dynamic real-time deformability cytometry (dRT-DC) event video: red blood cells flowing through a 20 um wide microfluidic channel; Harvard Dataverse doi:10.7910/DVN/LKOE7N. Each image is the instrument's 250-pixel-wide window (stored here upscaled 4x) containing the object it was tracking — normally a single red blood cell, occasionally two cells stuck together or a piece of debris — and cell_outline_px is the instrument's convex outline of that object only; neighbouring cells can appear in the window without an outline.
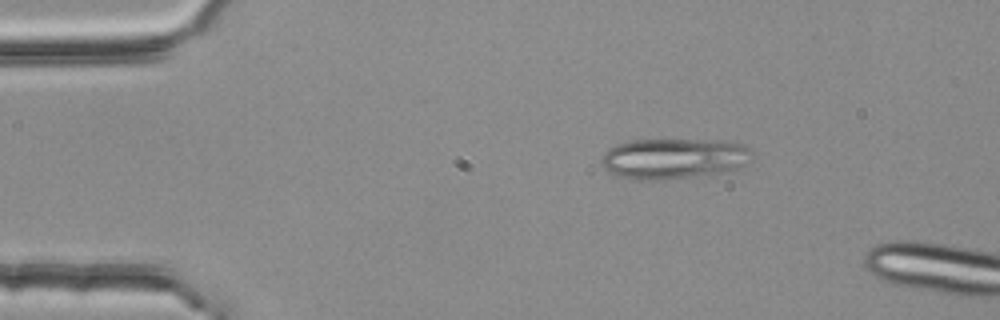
{"species": "common noctule bat (a hibernating species)", "species_latin": "Nyctalus noctula", "temperature_condition": "room temperature", "stored_images_in_passage": 5, "camera_frame_rate_fps": 3000, "um_per_image_px": 0.085, "animal": {"sex": "female", "body_mass_g": 25.1}, "frame": {"image": 1, "passage_image": 1, "time_ms": 0.0, "image_size_px": [1000, 320], "cell_outline_px": [[752, 152], [748, 164], [736, 168], [720, 172], [692, 176], [648, 180], [632, 180], [620, 176], [612, 172], [600, 164], [600, 160], [604, 152], [616, 144], [632, 140], [712, 140], [740, 144], [748, 148]], "centroid_in_image_um": [57.22, 13.46], "position_along_channel_um": 27.8, "area_um2": 35.08}}